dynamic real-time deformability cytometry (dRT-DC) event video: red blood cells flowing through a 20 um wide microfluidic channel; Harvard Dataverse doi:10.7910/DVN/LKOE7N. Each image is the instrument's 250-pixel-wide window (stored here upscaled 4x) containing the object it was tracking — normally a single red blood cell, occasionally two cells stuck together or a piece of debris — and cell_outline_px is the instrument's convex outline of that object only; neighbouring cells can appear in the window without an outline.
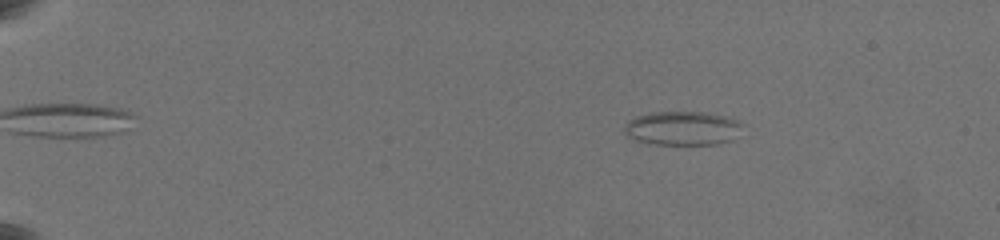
{"species": "common noctule bat (a hibernating species)", "species_latin": "Nyctalus noctula", "temperature_condition": "warm", "stored_images_in_passage": 33, "camera_frame_rate_fps": 3000, "um_per_image_px": 0.085, "animal": {"sex": "female", "body_mass_g": 19.5, "forearm_length_mm": 54.1}, "frame": {"image": 1, "passage_image": 10, "time_ms": 3.667, "image_size_px": [1000, 240], "cell_outline_px": [[744, 124], [732, 140], [716, 144], [644, 144], [632, 140], [624, 136], [624, 124], [628, 120], [636, 116], [652, 112], [704, 112], [724, 116], [736, 120]], "centroid_in_image_um": [57.92, 10.91], "position_along_channel_um": 27.1, "area_um2": 23.7}}
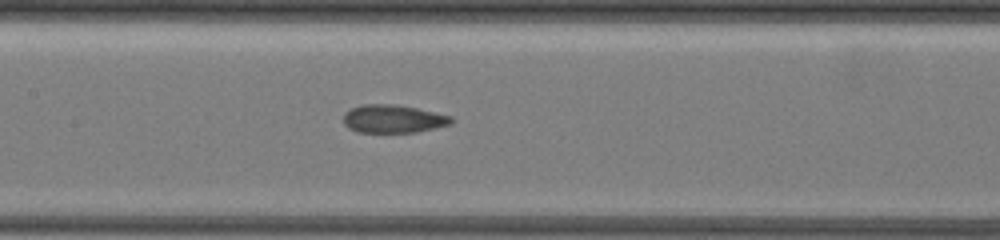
{"frame": {"image": 2, "passage_image": 24, "time_ms": 11.333, "image_size_px": [1000, 240], "cell_outline_px": [[456, 120], [452, 124], [436, 128], [416, 132], [356, 132], [348, 128], [344, 124], [344, 112], [352, 108], [364, 104], [392, 104], [416, 108], [452, 116]], "centroid_in_image_um": [33.44, 10.11], "position_along_channel_um": 174.0, "area_um2": 17.74}}
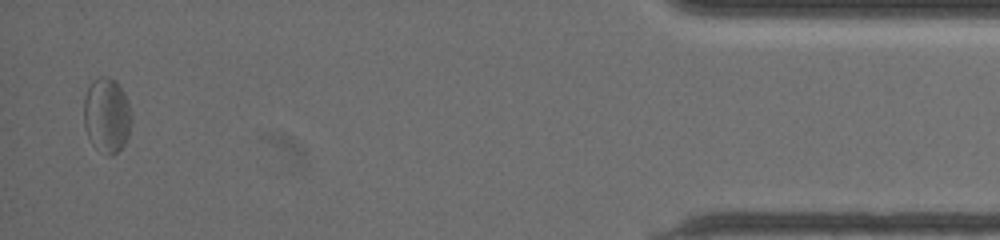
{"frame": {"image": 3, "passage_image": 33, "time_ms": 20.333, "image_size_px": [1000, 240], "cell_outline_px": [[132, 120], [128, 136], [124, 144], [112, 156], [108, 156], [96, 148], [92, 144], [88, 136], [84, 124], [84, 96], [92, 80], [100, 76], [108, 76], [116, 80], [124, 92], [128, 100], [132, 116]], "centroid_in_image_um": [9.08, 9.77], "position_along_channel_um": 426.1, "area_um2": 21.1}, "authors_computed_cell_mechanics": {"area_um2": 19.652, "velocity_mm_per_s": 3.5371, "shape_relaxation_time_tau1_ms": null, "shape_relaxation_time_tau2_ms": 2.0174, "deformation_change_tau1": null, "deformation_change_tau2": 0.0769}}